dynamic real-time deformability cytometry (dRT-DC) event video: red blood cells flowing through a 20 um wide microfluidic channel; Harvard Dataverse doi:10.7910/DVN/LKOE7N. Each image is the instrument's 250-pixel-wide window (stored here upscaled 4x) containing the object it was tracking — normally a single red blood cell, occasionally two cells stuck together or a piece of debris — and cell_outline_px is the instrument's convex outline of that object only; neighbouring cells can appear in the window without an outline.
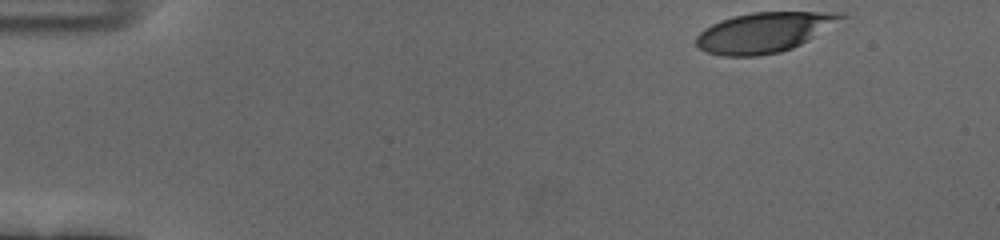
{"species": "human", "species_latin": "Homo sapiens", "temperature_condition": "cold", "stored_images_in_passage": 6, "camera_frame_rate_fps": 3000, "um_per_image_px": 0.085, "donor": {"sex": "female"}, "frame": {"image": 1, "passage_image": 1, "time_ms": 0.0, "image_size_px": [1000, 240], "cell_outline_px": [[848, 16], [808, 40], [792, 48], [780, 52], [760, 56], [720, 56], [704, 52], [696, 44], [696, 36], [704, 28], [720, 20], [732, 16], [752, 12], [820, 12]], "centroid_in_image_um": [64.86, 2.77], "position_along_channel_um": 20.1, "area_um2": 33.58}}